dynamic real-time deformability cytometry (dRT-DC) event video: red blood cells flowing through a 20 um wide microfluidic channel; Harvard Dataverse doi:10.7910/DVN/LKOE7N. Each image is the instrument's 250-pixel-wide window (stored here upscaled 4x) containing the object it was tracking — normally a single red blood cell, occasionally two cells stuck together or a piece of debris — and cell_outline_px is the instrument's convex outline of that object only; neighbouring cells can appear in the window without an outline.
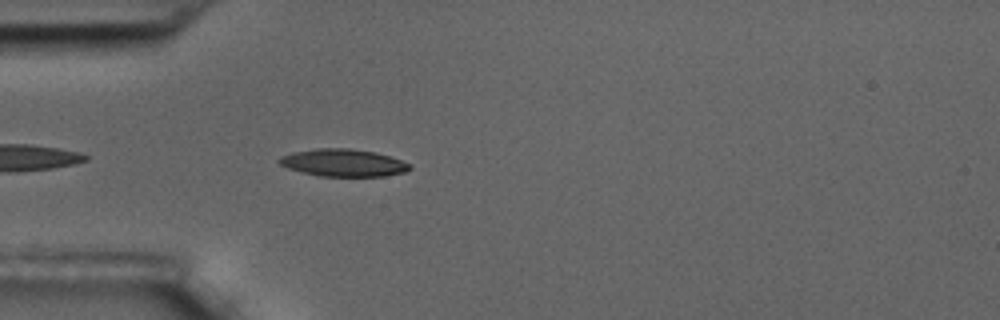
{"species": "common noctule bat (a hibernating species)", "species_latin": "Nyctalus noctula", "temperature_condition": "room temperature", "stored_images_in_passage": 14, "camera_frame_rate_fps": 3000, "um_per_image_px": 0.085, "animal": {"sex": "male", "body_mass_g": 17.5, "forearm_length_mm": 52.3}, "frame": {"image": 1, "passage_image": 3, "time_ms": 0.667, "image_size_px": [1000, 320], "cell_outline_px": [[412, 168], [404, 172], [384, 176], [320, 176], [288, 168], [280, 164], [276, 160], [280, 156], [292, 152], [316, 148], [352, 148], [376, 152], [412, 164]], "centroid_in_image_um": [29.17, 13.82], "position_along_channel_um": 55.8, "area_um2": 20.87}}
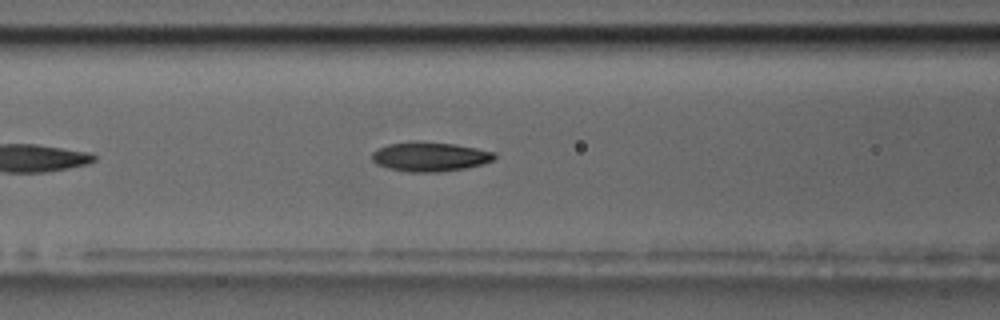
{"frame": {"image": 2, "passage_image": 10, "time_ms": 3.0, "image_size_px": [1000, 320], "cell_outline_px": [[496, 156], [492, 160], [484, 164], [464, 168], [440, 172], [408, 172], [388, 168], [376, 164], [372, 160], [372, 152], [376, 148], [388, 144], [412, 140], [456, 144], [496, 152]], "centroid_in_image_um": [36.51, 13.3], "position_along_channel_um": 130.1, "area_um2": 21.27}}